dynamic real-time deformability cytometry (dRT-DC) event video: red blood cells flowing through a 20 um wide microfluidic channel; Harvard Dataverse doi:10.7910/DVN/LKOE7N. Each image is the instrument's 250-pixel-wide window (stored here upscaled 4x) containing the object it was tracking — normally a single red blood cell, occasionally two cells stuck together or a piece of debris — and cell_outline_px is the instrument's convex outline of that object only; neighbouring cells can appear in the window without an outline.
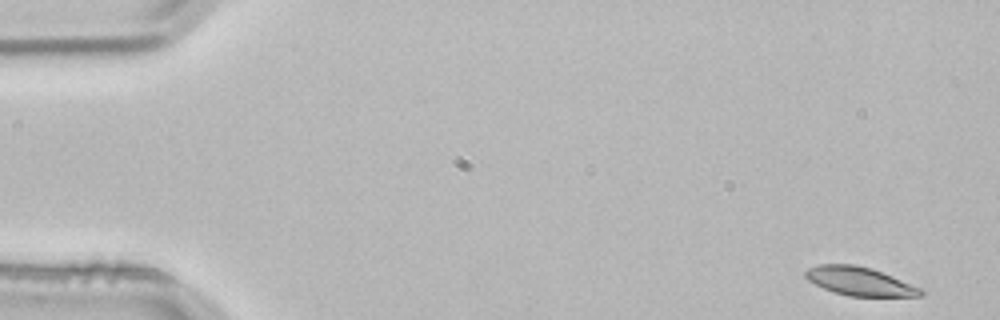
{"species": "common noctule bat (a hibernating species)", "species_latin": "Nyctalus noctula", "temperature_condition": "room temperature", "stored_images_in_passage": 4, "camera_frame_rate_fps": 3000, "um_per_image_px": 0.085, "animal": {"sex": "male", "body_mass_g": 21.5, "forearm_length_mm": 52.0}, "frame": {"image": 1, "passage_image": 1, "time_ms": 0.0, "image_size_px": [1000, 320], "cell_outline_px": [[924, 296], [848, 296], [832, 292], [808, 280], [804, 276], [804, 272], [808, 268], [820, 264], [856, 264], [872, 268], [924, 288]], "centroid_in_image_um": [73.11, 23.91], "position_along_channel_um": 11.9, "area_um2": 19.42}}
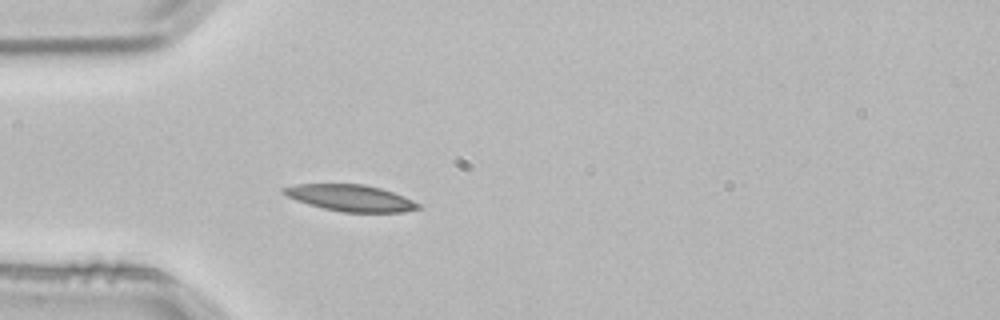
{"frame": {"image": 2, "passage_image": 4, "time_ms": 1.0, "image_size_px": [1000, 320], "cell_outline_px": [[420, 208], [404, 212], [340, 212], [308, 204], [296, 200], [280, 192], [280, 188], [296, 184], [364, 184], [380, 188], [404, 196], [420, 204]], "centroid_in_image_um": [29.77, 16.82], "position_along_channel_um": 55.2, "area_um2": 20.75}}